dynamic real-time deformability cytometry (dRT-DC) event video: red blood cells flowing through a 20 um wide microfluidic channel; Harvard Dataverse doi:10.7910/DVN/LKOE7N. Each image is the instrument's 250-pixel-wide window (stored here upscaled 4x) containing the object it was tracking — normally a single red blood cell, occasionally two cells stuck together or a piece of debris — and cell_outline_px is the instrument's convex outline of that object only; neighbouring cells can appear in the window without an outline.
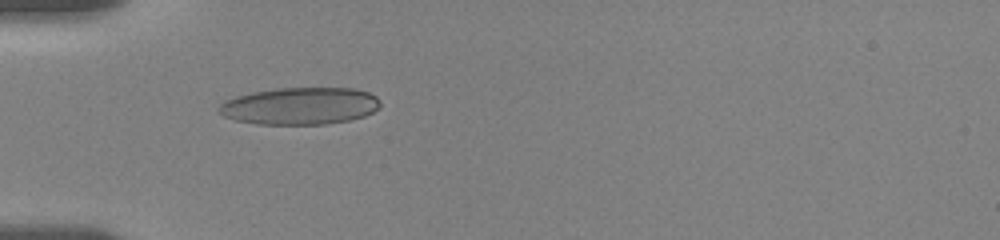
{"species": "human", "species_latin": "Homo sapiens", "temperature_condition": "room temperature", "stored_images_in_passage": 12, "camera_frame_rate_fps": 3000, "um_per_image_px": 0.085, "donor": {"sex": "female"}, "frame": {"image": 1, "passage_image": 9, "time_ms": 5.667, "image_size_px": [1000, 240], "cell_outline_px": [[380, 104], [372, 112], [364, 116], [348, 120], [324, 124], [256, 124], [236, 120], [224, 116], [220, 112], [220, 104], [224, 100], [236, 96], [252, 92], [276, 88], [356, 88], [368, 92], [376, 96], [380, 100]], "centroid_in_image_um": [25.5, 9.0], "position_along_channel_um": 59.5, "area_um2": 34.85}}
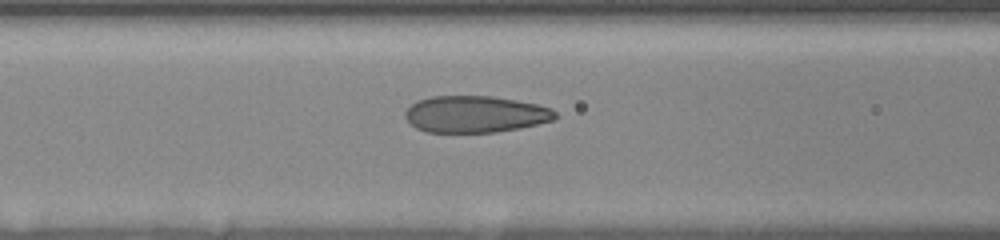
{"frame": {"image": 2, "passage_image": 12, "time_ms": 7.667, "image_size_px": [1000, 240], "cell_outline_px": [[556, 116], [552, 120], [520, 128], [496, 132], [428, 132], [416, 128], [404, 116], [404, 112], [416, 100], [432, 96], [492, 96], [516, 100], [536, 104], [552, 108], [556, 112]], "centroid_in_image_um": [40.38, 9.7], "position_along_channel_um": 126.2, "area_um2": 32.02}}